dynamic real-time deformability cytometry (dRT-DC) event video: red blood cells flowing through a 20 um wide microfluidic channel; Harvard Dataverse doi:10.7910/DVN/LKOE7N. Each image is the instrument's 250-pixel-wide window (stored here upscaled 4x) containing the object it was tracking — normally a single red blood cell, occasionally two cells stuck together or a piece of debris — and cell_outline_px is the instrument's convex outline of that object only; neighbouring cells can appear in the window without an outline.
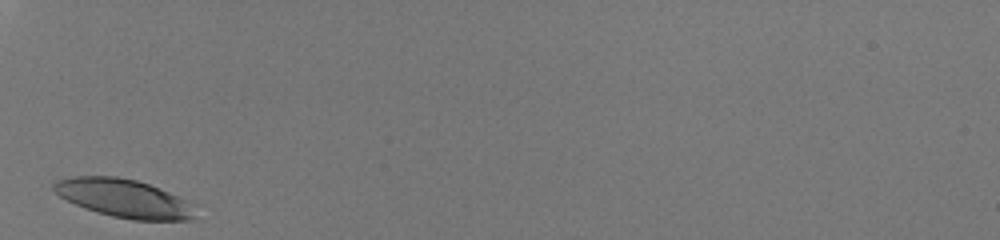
{"species": "human", "species_latin": "Homo sapiens", "temperature_condition": "room temperature", "stored_images_in_passage": 26, "camera_frame_rate_fps": 3000, "um_per_image_px": 0.085, "donor": {"sex": "male"}, "frame": {"image": 1, "passage_image": 1, "time_ms": 0.0, "image_size_px": [1000, 240], "cell_outline_px": [[196, 208], [192, 220], [132, 220], [112, 216], [96, 212], [84, 208], [60, 196], [52, 188], [52, 184], [56, 180], [72, 176], [116, 176], [136, 180], [148, 184], [188, 200], [196, 204]], "centroid_in_image_um": [10.55, 16.86], "position_along_channel_um": 74.4, "area_um2": 31.67}}
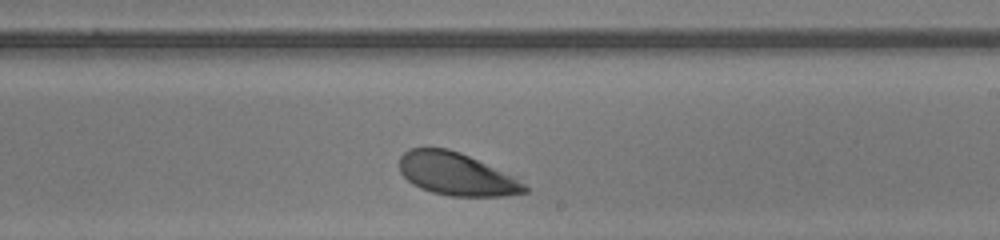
{"frame": {"image": 2, "passage_image": 15, "time_ms": 4.667, "image_size_px": [1000, 240], "cell_outline_px": [[528, 192], [504, 196], [448, 196], [432, 192], [420, 188], [412, 184], [400, 172], [400, 156], [408, 148], [448, 148], [460, 152], [516, 176], [528, 188]], "centroid_in_image_um": [38.81, 14.8], "position_along_channel_um": 250.2, "area_um2": 31.33}}
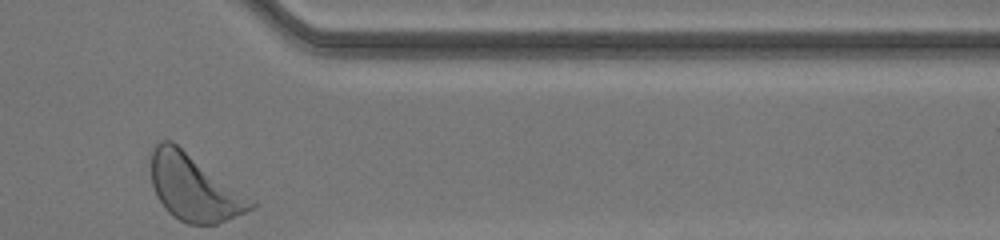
{"frame": {"image": 3, "passage_image": 26, "time_ms": 8.333, "image_size_px": [1000, 240], "cell_outline_px": [[256, 204], [252, 208], [244, 212], [216, 224], [188, 224], [172, 216], [164, 208], [156, 196], [152, 184], [152, 148], [160, 140], [172, 140], [256, 200]], "centroid_in_image_um": [16.5, 15.93], "position_along_channel_um": 394.9, "area_um2": 38.73}, "authors_computed_cell_mechanics": {"area_um2": 32.5703, "velocity_mm_per_s": 4.006, "shape_relaxation_time_tau1_ms": 1.0905, "shape_relaxation_time_tau2_ms": null, "deformation_change_tau1": 0.0999, "deformation_change_tau2": null}}